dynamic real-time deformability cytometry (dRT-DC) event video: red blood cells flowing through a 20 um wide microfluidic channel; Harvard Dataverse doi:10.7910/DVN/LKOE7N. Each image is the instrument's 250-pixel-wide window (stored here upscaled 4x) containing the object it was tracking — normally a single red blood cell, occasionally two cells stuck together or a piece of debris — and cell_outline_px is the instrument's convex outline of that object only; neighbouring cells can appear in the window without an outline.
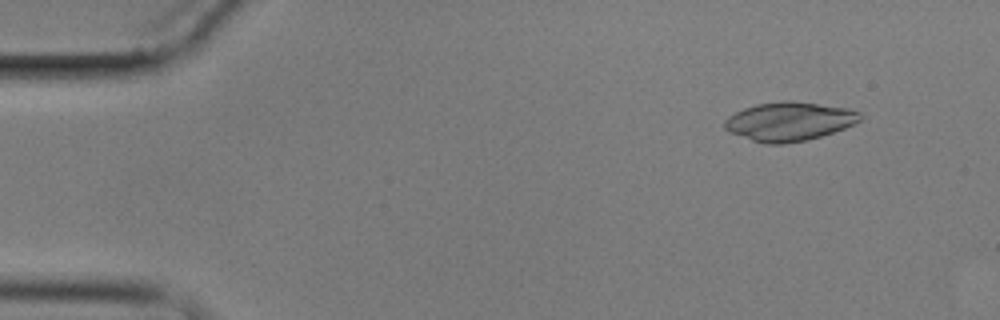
{"species": "common noctule bat (a hibernating species)", "species_latin": "Nyctalus noctula", "temperature_condition": "cold", "stored_images_in_passage": 4, "camera_frame_rate_fps": 3000, "um_per_image_px": 0.085, "animal": {"sex": "male", "body_mass_g": 17.9}, "frame": {"image": 1, "passage_image": 1, "time_ms": 0.0, "image_size_px": [1000, 320], "cell_outline_px": [[864, 116], [860, 120], [844, 128], [808, 140], [784, 144], [764, 144], [752, 140], [732, 132], [724, 128], [724, 120], [728, 116], [744, 108], [756, 104], [784, 100], [788, 100], [848, 108], [860, 112]], "centroid_in_image_um": [67.08, 10.32], "position_along_channel_um": 17.9, "area_um2": 30.52}}